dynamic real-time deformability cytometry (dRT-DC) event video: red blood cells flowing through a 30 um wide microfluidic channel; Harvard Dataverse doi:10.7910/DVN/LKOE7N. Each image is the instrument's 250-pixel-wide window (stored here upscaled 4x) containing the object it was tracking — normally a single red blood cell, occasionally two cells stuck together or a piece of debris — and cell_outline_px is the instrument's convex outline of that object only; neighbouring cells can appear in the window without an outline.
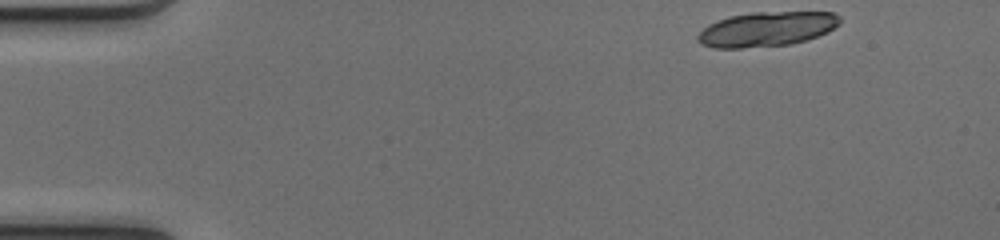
{"species": "common noctule bat (a hibernating species)", "species_latin": "Nyctalus noctula", "temperature_condition": "cold", "stored_images_in_passage": 14, "camera_frame_rate_fps": 3000, "um_per_image_px": 0.085, "animal": {"sex": "female", "body_mass_g": 17.0, "forearm_length_mm": 48.0}, "frame": {"image": 1, "passage_image": 1, "time_ms": 0.0, "image_size_px": [1000, 240], "cell_outline_px": [[840, 24], [828, 32], [792, 44], [740, 48], [712, 48], [700, 44], [696, 40], [696, 36], [708, 24], [716, 20], [728, 16], [752, 12], [832, 12], [840, 16]], "centroid_in_image_um": [65.13, 2.47], "position_along_channel_um": 19.9, "area_um2": 28.9}}